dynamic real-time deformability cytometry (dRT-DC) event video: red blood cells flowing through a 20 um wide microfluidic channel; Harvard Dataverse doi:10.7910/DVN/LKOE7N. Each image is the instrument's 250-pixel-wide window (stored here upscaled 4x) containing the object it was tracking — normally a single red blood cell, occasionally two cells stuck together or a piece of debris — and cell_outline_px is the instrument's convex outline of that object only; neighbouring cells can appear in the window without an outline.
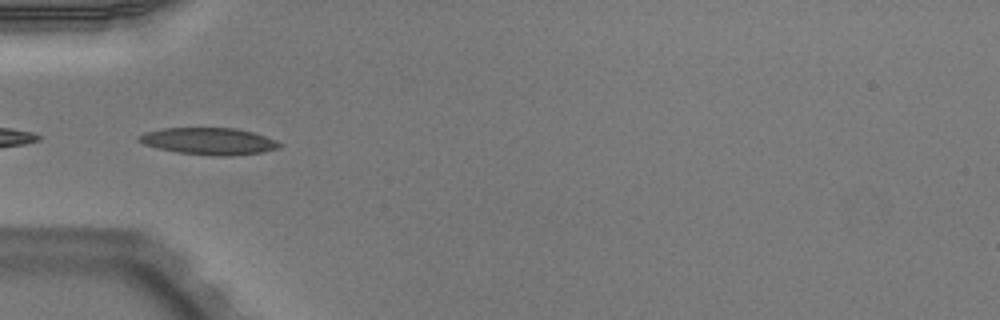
{"species": "Egyptian fruit bat (a non-hibernating species)", "species_latin": "Rousettus aegyptiacus", "temperature_condition": "warm", "stored_images_in_passage": 16, "camera_frame_rate_fps": 3000, "um_per_image_px": 0.085, "animal": {"sex": "male"}, "frame": {"image": 1, "passage_image": 5, "time_ms": 1.333, "image_size_px": [1000, 320], "cell_outline_px": [[280, 148], [260, 152], [228, 156], [216, 156], [176, 152], [144, 144], [136, 140], [136, 136], [144, 132], [164, 128], [236, 128], [252, 132], [276, 140], [280, 144]], "centroid_in_image_um": [17.71, 11.99], "position_along_channel_um": 67.3, "area_um2": 21.91}}
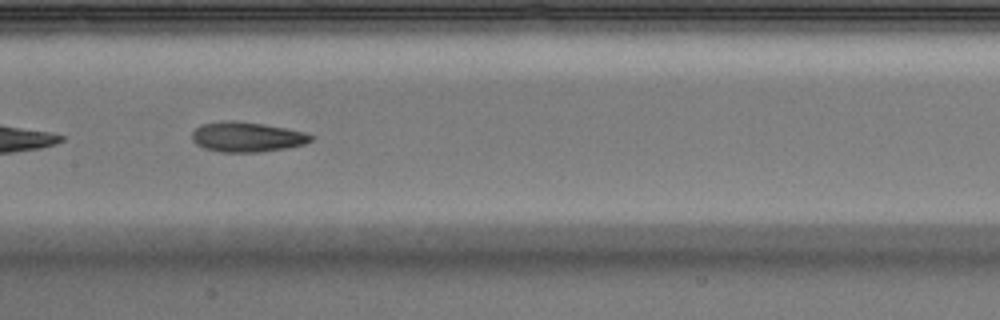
{"frame": {"image": 2, "passage_image": 14, "time_ms": 4.333, "image_size_px": [1000, 320], "cell_outline_px": [[316, 136], [312, 140], [304, 144], [284, 148], [260, 152], [220, 152], [204, 148], [196, 144], [192, 140], [192, 132], [200, 124], [224, 120], [236, 120], [264, 124], [304, 132]], "centroid_in_image_um": [20.96, 11.63], "position_along_channel_um": 186.4, "area_um2": 20.87}}